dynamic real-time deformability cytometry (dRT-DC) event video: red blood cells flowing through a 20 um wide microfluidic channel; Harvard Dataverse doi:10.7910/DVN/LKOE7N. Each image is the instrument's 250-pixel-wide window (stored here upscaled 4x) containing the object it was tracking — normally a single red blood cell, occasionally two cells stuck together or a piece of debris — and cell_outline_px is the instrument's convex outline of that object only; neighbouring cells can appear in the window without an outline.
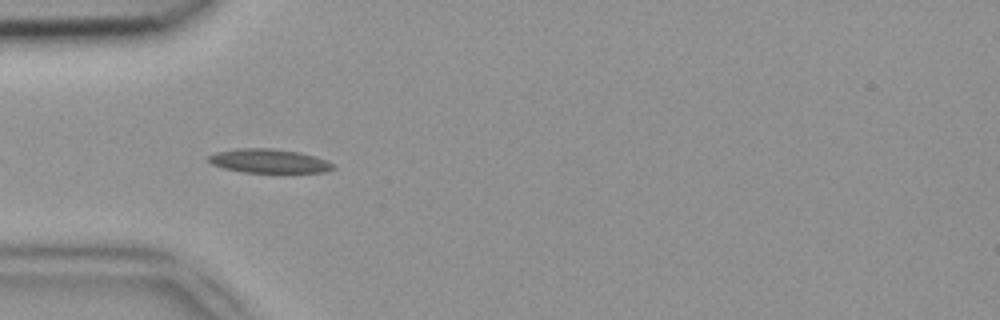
{"species": "common noctule bat (a hibernating species)", "species_latin": "Nyctalus noctula", "temperature_condition": "room temperature", "stored_images_in_passage": 6, "camera_frame_rate_fps": 3000, "um_per_image_px": 0.085, "animal": {"sex": "female", "body_mass_g": 18.4}, "frame": {"image": 1, "passage_image": 3, "time_ms": 0.667, "image_size_px": [1000, 320], "cell_outline_px": [[336, 168], [324, 172], [244, 172], [224, 168], [212, 164], [208, 160], [208, 156], [216, 152], [236, 148], [272, 148], [300, 152], [336, 164]], "centroid_in_image_um": [22.86, 13.68], "position_along_channel_um": 62.1, "area_um2": 17.28}}